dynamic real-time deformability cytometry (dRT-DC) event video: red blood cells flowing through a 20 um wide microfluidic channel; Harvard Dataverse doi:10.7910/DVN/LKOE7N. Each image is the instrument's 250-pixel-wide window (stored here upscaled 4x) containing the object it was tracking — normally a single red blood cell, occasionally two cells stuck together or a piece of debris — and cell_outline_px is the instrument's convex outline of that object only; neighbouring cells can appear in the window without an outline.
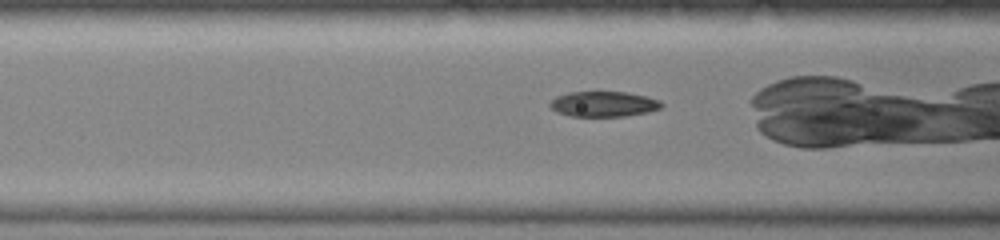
{"species": "common noctule bat (a hibernating species)", "species_latin": "Nyctalus noctula", "temperature_condition": "warm", "stored_images_in_passage": 47, "camera_frame_rate_fps": 3000, "um_per_image_px": 0.085, "animal": {"sex": "female", "body_mass_g": 19.0, "forearm_length_mm": 51.5}, "frame": {"image": 1, "passage_image": 18, "time_ms": 5.667, "image_size_px": [1000, 240], "cell_outline_px": [[664, 104], [660, 108], [648, 112], [624, 116], [568, 116], [556, 112], [548, 104], [556, 96], [568, 92], [628, 92], [660, 100]], "centroid_in_image_um": [51.29, 8.84], "position_along_channel_um": 115.3, "area_um2": 16.47}}
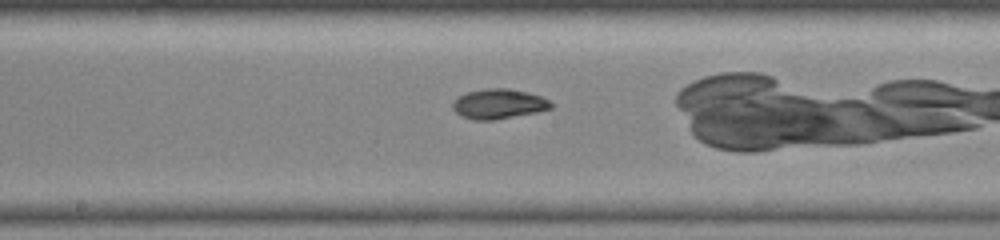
{"frame": {"image": 2, "passage_image": 25, "time_ms": 8.0, "image_size_px": [1000, 240], "cell_outline_px": [[552, 108], [536, 112], [496, 120], [472, 120], [460, 116], [452, 108], [452, 104], [456, 96], [468, 92], [488, 88], [508, 88], [528, 92], [540, 96], [548, 100], [552, 104]], "centroid_in_image_um": [42.35, 8.84], "position_along_channel_um": 205.9, "area_um2": 17.22}}
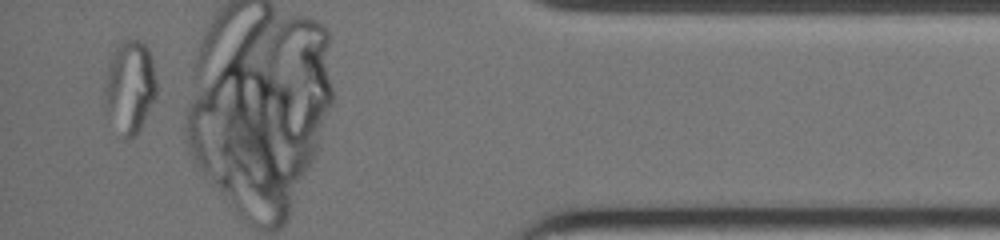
{"frame": {"image": 3, "passage_image": 45, "time_ms": 14.667, "image_size_px": [1000, 240], "cell_outline_px": [[156, 96], [136, 136], [128, 140], [124, 140], [104, 108], [104, 76], [112, 52], [120, 40], [140, 40], [148, 48], [152, 60], [156, 80]], "centroid_in_image_um": [11.0, 7.37], "position_along_channel_um": 424.2, "area_um2": 28.44}, "authors_computed_cell_mechanics": {"area_um2": 21.3282, "velocity_mm_per_s": 3.8915, "shape_relaxation_time_tau1_ms": null, "shape_relaxation_time_tau2_ms": 1.4843, "deformation_change_tau1": null, "deformation_change_tau2": 0.0368}}